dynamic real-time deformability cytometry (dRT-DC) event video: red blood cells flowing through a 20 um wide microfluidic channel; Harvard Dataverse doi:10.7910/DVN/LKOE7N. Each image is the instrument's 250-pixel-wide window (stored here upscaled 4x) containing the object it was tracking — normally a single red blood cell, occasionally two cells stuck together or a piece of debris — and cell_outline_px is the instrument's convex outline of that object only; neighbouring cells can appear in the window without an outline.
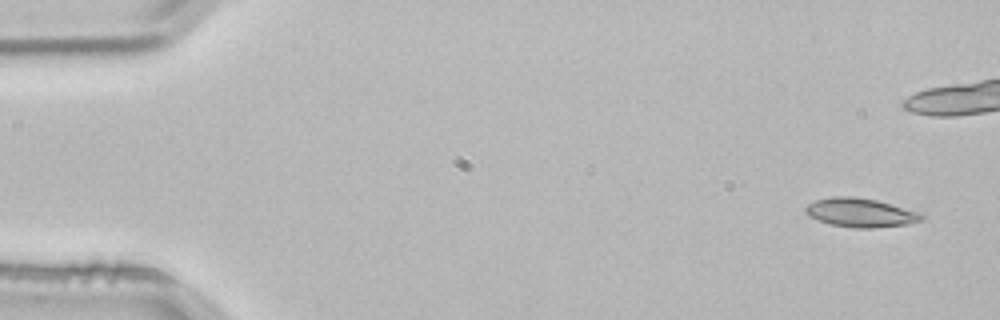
{"species": "common noctule bat (a hibernating species)", "species_latin": "Nyctalus noctula", "temperature_condition": "room temperature", "stored_images_in_passage": 6, "camera_frame_rate_fps": 3000, "um_per_image_px": 0.085, "animal": {"sex": "male", "body_mass_g": 21.5, "forearm_length_mm": 52.0}, "frame": {"image": 1, "passage_image": 1, "time_ms": 0.0, "image_size_px": [1000, 320], "cell_outline_px": [[924, 220], [908, 224], [872, 228], [856, 228], [832, 224], [808, 216], [804, 212], [804, 208], [808, 204], [816, 200], [836, 196], [852, 196], [876, 200], [924, 212]], "centroid_in_image_um": [73.21, 18.07], "position_along_channel_um": 11.8, "area_um2": 19.65}}